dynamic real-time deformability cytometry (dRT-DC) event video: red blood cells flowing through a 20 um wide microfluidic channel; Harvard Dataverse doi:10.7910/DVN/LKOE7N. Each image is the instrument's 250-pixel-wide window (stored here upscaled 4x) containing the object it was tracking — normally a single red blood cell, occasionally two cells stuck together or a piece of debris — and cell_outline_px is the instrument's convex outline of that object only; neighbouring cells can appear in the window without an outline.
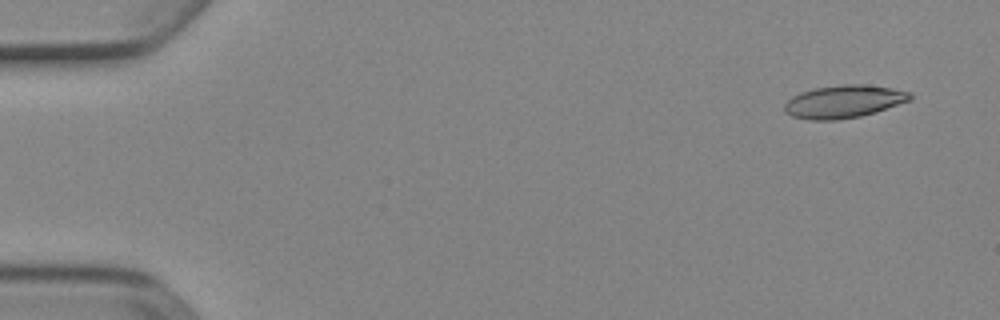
{"species": "Egyptian fruit bat (a non-hibernating species)", "species_latin": "Rousettus aegyptiacus", "temperature_condition": "cold", "stored_images_in_passage": 5, "camera_frame_rate_fps": 3000, "um_per_image_px": 0.085, "animal": {"sex": "female"}, "frame": {"image": 1, "passage_image": 1, "time_ms": 0.0, "image_size_px": [1000, 320], "cell_outline_px": [[912, 100], [876, 112], [860, 116], [836, 120], [808, 120], [792, 116], [784, 112], [784, 104], [792, 96], [800, 92], [816, 88], [844, 84], [860, 84], [892, 88], [912, 92]], "centroid_in_image_um": [71.73, 8.64], "position_along_channel_um": 13.3, "area_um2": 24.1}}
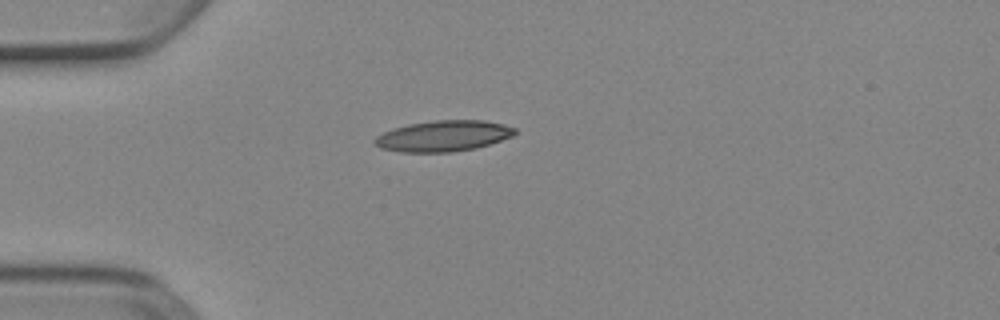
{"frame": {"image": 2, "passage_image": 4, "time_ms": 1.0, "image_size_px": [1000, 320], "cell_outline_px": [[516, 132], [512, 136], [476, 148], [452, 152], [400, 152], [380, 148], [372, 140], [376, 136], [392, 128], [408, 124], [436, 120], [484, 120], [504, 124], [516, 128]], "centroid_in_image_um": [37.66, 11.55], "position_along_channel_um": 47.3, "area_um2": 25.26}}